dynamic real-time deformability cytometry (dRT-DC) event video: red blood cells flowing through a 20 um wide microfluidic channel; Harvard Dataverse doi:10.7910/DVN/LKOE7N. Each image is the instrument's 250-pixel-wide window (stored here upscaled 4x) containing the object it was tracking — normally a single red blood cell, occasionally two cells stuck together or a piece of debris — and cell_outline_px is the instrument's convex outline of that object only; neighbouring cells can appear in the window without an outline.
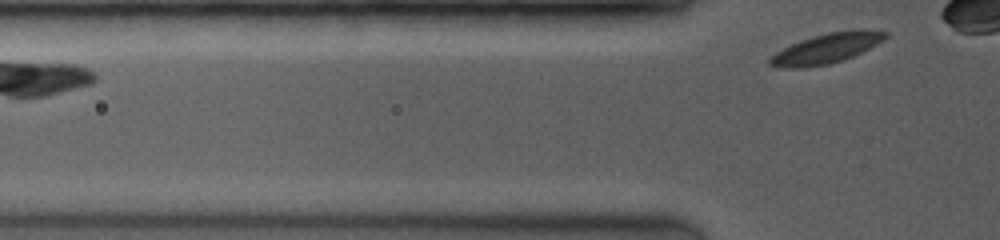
{"species": "common noctule bat (a hibernating species)", "species_latin": "Nyctalus noctula", "temperature_condition": "room temperature", "stored_images_in_passage": 3, "segment_of_instrument_passage": [2, 2], "camera_frame_rate_fps": 3500, "um_per_image_px": 0.085, "animal": {"sex": "female", "body_mass_g": 19.0, "forearm_length_mm": 53.3}, "frame": {"image": 1, "passage_image": 3, "time_ms": 1.429, "image_size_px": [1000, 240], "cell_outline_px": [[888, 36], [876, 44], [852, 56], [828, 64], [804, 68], [780, 68], [768, 64], [768, 60], [776, 52], [800, 40], [812, 36], [828, 32], [852, 28], [864, 28], [888, 32]], "centroid_in_image_um": [70.25, 4.09], "position_along_channel_um": 55.5, "area_um2": 20.23}}